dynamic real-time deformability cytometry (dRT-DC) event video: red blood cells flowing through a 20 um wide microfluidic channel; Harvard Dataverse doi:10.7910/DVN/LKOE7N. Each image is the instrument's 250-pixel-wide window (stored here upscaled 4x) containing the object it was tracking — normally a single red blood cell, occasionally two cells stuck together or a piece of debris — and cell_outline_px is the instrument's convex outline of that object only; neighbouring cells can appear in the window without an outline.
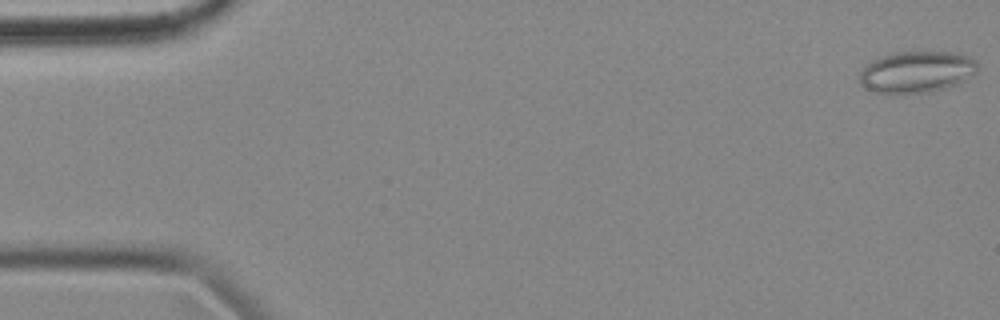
{"species": "common noctule bat (a hibernating species)", "species_latin": "Nyctalus noctula", "temperature_condition": "cold", "stored_images_in_passage": 56, "camera_frame_rate_fps": 3000, "um_per_image_px": 0.085, "animal": {"sex": "female", "body_mass_g": 18.4}, "frame": {"image": 1, "passage_image": 1, "time_ms": 0.0, "image_size_px": [1000, 320], "cell_outline_px": [[976, 72], [972, 76], [956, 84], [944, 88], [928, 92], [876, 92], [860, 84], [860, 72], [872, 60], [880, 56], [892, 52], [960, 52], [972, 56], [976, 60]], "centroid_in_image_um": [77.95, 6.07], "position_along_channel_um": 7.0, "area_um2": 28.32}}
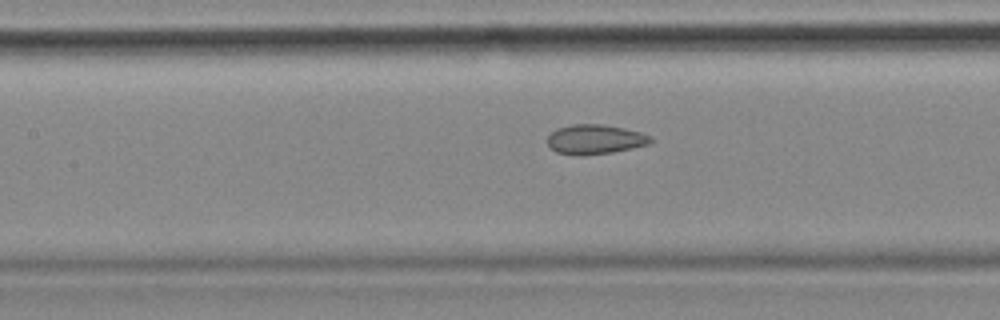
{"frame": {"image": 2, "passage_image": 25, "time_ms": 8.0, "image_size_px": [1000, 320], "cell_outline_px": [[652, 140], [648, 144], [632, 148], [612, 152], [580, 156], [576, 156], [556, 152], [548, 144], [548, 136], [556, 128], [572, 124], [600, 124], [624, 128], [640, 132], [652, 136]], "centroid_in_image_um": [50.56, 11.84], "position_along_channel_um": 156.8, "area_um2": 17.8}, "authors_computed_cell_mechanics": {"area_um2": 18.9295, "velocity_mm_per_s": 3.5437, "shape_relaxation_time_tau1_ms": null, "shape_relaxation_time_tau2_ms": 1.5224, "deformation_change_tau1": null, "deformation_change_tau2": 0.0747}}